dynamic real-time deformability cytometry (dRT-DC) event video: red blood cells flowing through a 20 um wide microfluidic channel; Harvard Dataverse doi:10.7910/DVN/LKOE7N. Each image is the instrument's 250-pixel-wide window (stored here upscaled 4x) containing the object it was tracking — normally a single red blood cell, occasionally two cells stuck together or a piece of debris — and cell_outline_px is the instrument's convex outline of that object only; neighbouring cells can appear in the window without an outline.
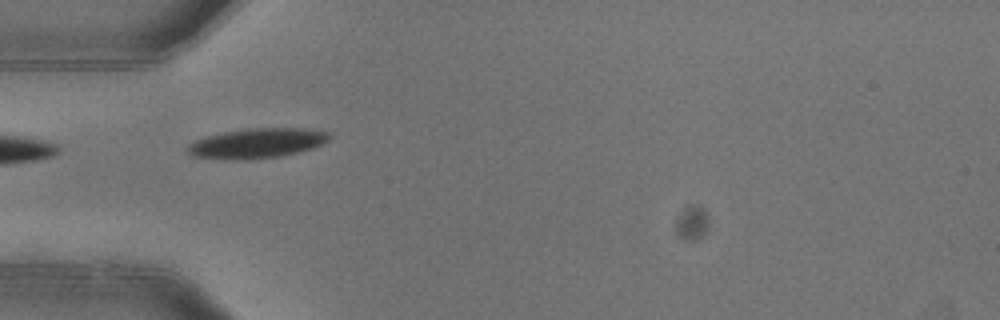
{"species": "common noctule bat (a hibernating species)", "species_latin": "Nyctalus noctula", "temperature_condition": "warm", "stored_images_in_passage": 2, "camera_frame_rate_fps": 3000, "um_per_image_px": 0.085, "animal": {"sex": "female"}, "frame": {"image": 1, "passage_image": 1, "time_ms": 0.0, "image_size_px": [1000, 320], "cell_outline_px": [[332, 136], [328, 140], [312, 148], [280, 156], [248, 160], [236, 160], [192, 156], [184, 152], [188, 144], [204, 136], [224, 132], [248, 128], [304, 128], [328, 132]], "centroid_in_image_um": [21.79, 12.17], "position_along_channel_um": 63.2, "area_um2": 24.74}}